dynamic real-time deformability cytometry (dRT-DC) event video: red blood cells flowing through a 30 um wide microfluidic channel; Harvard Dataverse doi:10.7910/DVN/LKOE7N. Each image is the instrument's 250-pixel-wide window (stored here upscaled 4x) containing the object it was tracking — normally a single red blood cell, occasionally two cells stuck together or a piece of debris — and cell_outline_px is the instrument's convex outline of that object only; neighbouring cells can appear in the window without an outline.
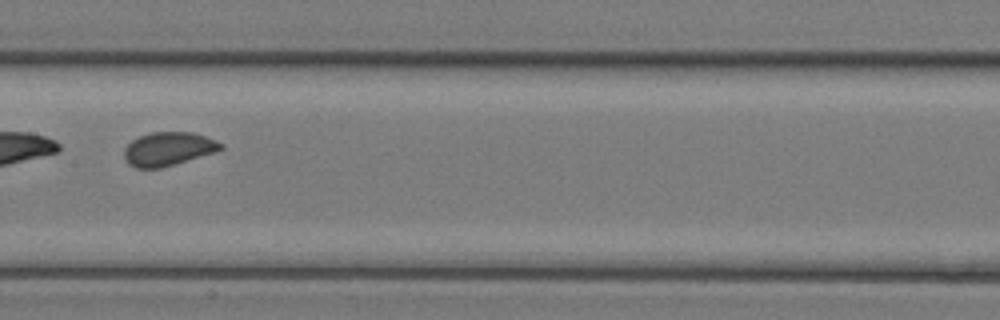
{"species": "common noctule bat (a hibernating species)", "species_latin": "Nyctalus noctula", "temperature_condition": "room temperature", "stored_images_in_passage": 43, "segment_of_instrument_passage": [2, 2], "camera_frame_rate_fps": 3000, "um_per_image_px": 0.085, "animal": {"sex": "female", "body_mass_g": 17.0, "forearm_length_mm": 48.0}, "frame": {"image": 1, "passage_image": 21, "time_ms": 6.667, "image_size_px": [1000, 320], "cell_outline_px": [[224, 148], [216, 152], [160, 168], [136, 168], [128, 164], [124, 156], [124, 148], [132, 140], [140, 136], [152, 132], [192, 132], [216, 140], [224, 144]], "centroid_in_image_um": [14.31, 12.66], "position_along_channel_um": 193.1, "area_um2": 18.9}}
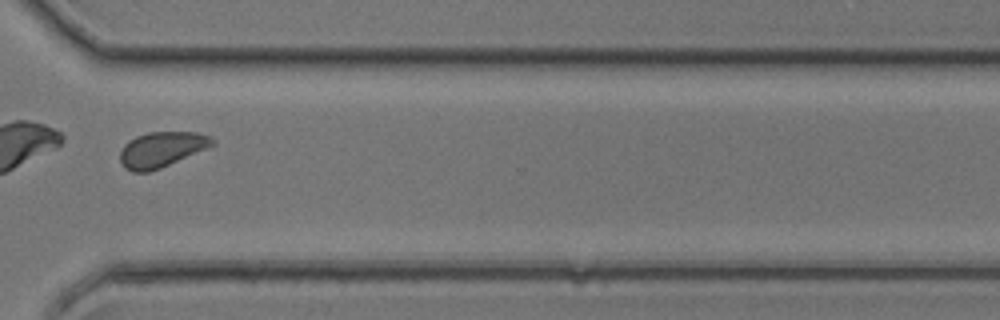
{"frame": {"image": 2, "passage_image": 32, "time_ms": 10.333, "image_size_px": [1000, 320], "cell_outline_px": [[216, 144], [208, 148], [160, 168], [148, 172], [132, 172], [124, 168], [120, 164], [120, 152], [124, 144], [128, 140], [136, 136], [148, 132], [196, 132], [212, 136], [216, 140]], "centroid_in_image_um": [13.74, 12.7], "position_along_channel_um": 356.9, "area_um2": 19.25}}